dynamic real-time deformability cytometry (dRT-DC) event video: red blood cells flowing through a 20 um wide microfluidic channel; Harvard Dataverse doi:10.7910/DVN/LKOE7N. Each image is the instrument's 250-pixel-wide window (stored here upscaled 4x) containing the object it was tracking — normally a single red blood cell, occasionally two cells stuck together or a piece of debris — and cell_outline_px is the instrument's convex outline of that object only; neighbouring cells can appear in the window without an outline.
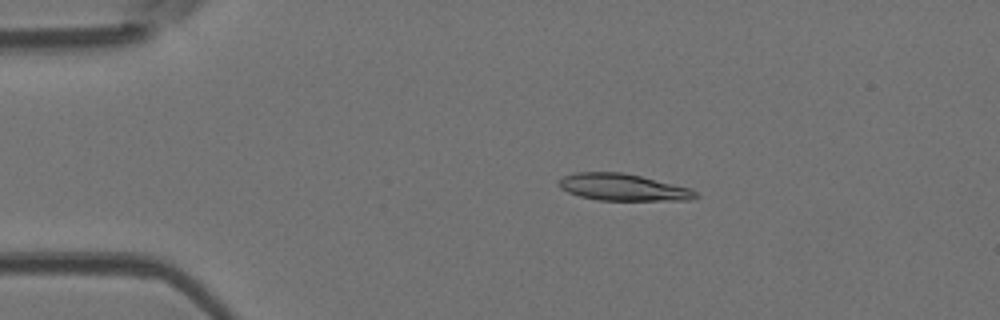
{"species": "Egyptian fruit bat (a non-hibernating species)", "species_latin": "Rousettus aegyptiacus", "temperature_condition": "room temperature", "stored_images_in_passage": 48, "camera_frame_rate_fps": 3000, "um_per_image_px": 0.085, "animal": {"sex": "female"}, "frame": {"image": 1, "passage_image": 6, "time_ms": 1.667, "image_size_px": [1000, 320], "cell_outline_px": [[700, 196], [692, 200], [596, 200], [580, 196], [568, 192], [560, 188], [556, 184], [556, 180], [564, 176], [576, 172], [624, 172], [688, 188], [696, 192]], "centroid_in_image_um": [52.89, 15.92], "position_along_channel_um": 32.1, "area_um2": 21.39}}
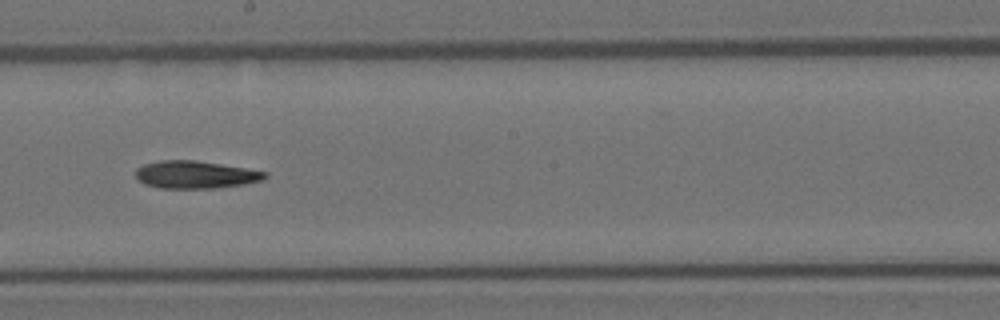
{"frame": {"image": 2, "passage_image": 25, "time_ms": 8.0, "image_size_px": [1000, 320], "cell_outline_px": [[268, 176], [264, 180], [244, 184], [216, 188], [160, 188], [144, 184], [136, 180], [136, 168], [144, 164], [160, 160], [196, 160], [268, 172]], "centroid_in_image_um": [16.59, 14.85], "position_along_channel_um": 231.6, "area_um2": 20.87}}
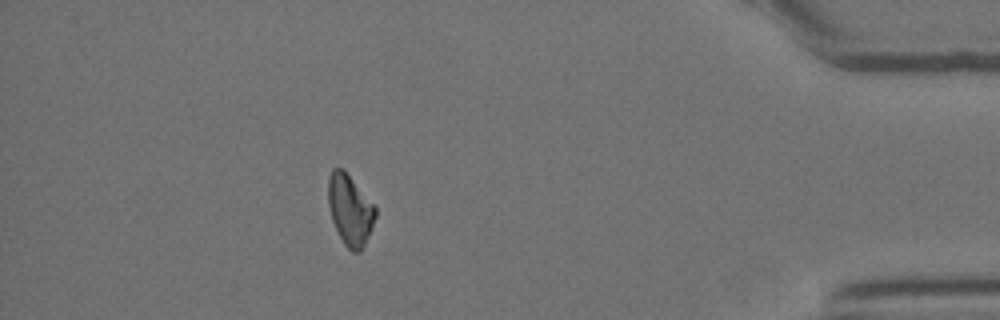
{"frame": {"image": 3, "passage_image": 42, "time_ms": 13.667, "image_size_px": [1000, 320], "cell_outline_px": [[376, 216], [372, 228], [360, 252], [352, 252], [344, 244], [332, 220], [328, 204], [328, 176], [332, 168], [344, 168], [376, 208]], "centroid_in_image_um": [29.74, 17.81], "position_along_channel_um": 405.5, "area_um2": 19.36}}